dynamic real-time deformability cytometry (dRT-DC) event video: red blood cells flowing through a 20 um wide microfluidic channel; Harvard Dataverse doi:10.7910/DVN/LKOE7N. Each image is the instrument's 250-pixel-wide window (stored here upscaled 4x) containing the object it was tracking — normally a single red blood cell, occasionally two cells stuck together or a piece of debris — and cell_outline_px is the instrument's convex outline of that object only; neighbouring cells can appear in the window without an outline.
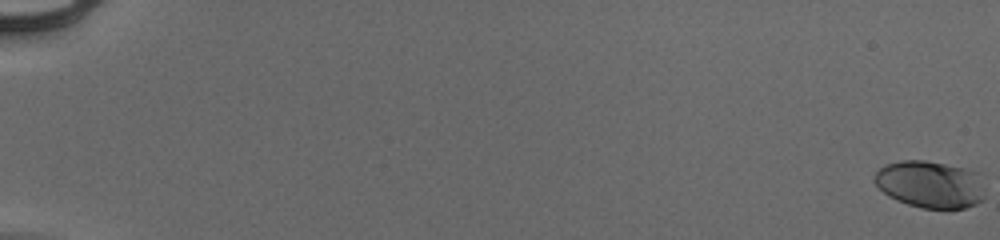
{"species": "human", "species_latin": "Homo sapiens", "temperature_condition": "cold", "stored_images_in_passage": 56, "camera_frame_rate_fps": 3000, "um_per_image_px": 0.085, "donor": {"sex": "male"}, "frame": {"image": 1, "passage_image": 1, "time_ms": 0.0, "image_size_px": [1000, 240], "cell_outline_px": [[984, 200], [976, 204], [964, 208], [948, 212], [920, 208], [896, 200], [888, 196], [872, 180], [876, 172], [884, 164], [900, 160], [924, 160], [964, 168], [980, 172]], "centroid_in_image_um": [79.08, 15.7], "position_along_channel_um": 5.9, "area_um2": 31.15}}
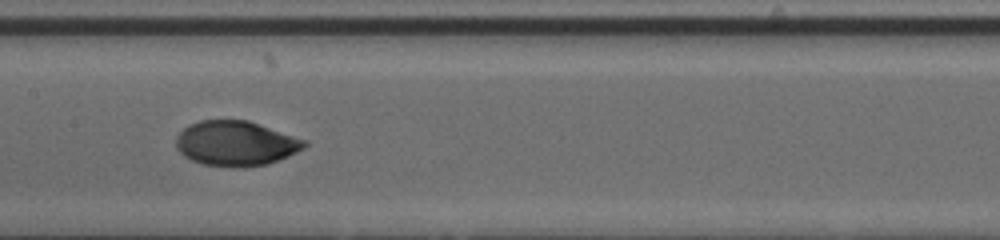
{"frame": {"image": 2, "passage_image": 32, "time_ms": 10.333, "image_size_px": [1000, 240], "cell_outline_px": [[308, 144], [304, 148], [288, 156], [268, 164], [236, 168], [228, 168], [200, 164], [184, 156], [176, 148], [176, 136], [188, 124], [200, 120], [248, 120], [308, 140]], "centroid_in_image_um": [20.04, 12.2], "position_along_channel_um": 187.4, "area_um2": 34.04}}
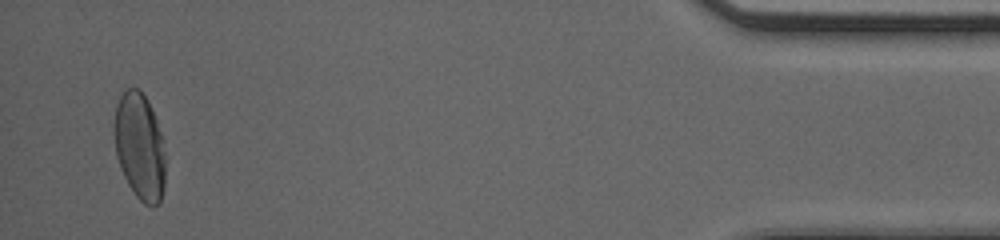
{"frame": {"image": 3, "passage_image": 55, "time_ms": 18.0, "image_size_px": [1000, 240], "cell_outline_px": [[164, 188], [160, 204], [152, 208], [144, 204], [136, 196], [128, 184], [120, 168], [116, 156], [112, 132], [112, 124], [116, 104], [124, 88], [140, 88], [148, 100], [164, 140]], "centroid_in_image_um": [11.84, 12.43], "position_along_channel_um": 423.4, "area_um2": 32.71}, "authors_computed_cell_mechanics": {"area_um2": 31.7033, "velocity_mm_per_s": 3.9523, "shape_relaxation_time_tau1_ms": 3.3409, "shape_relaxation_time_tau2_ms": null, "deformation_change_tau1": 0.165, "deformation_change_tau2": null}}